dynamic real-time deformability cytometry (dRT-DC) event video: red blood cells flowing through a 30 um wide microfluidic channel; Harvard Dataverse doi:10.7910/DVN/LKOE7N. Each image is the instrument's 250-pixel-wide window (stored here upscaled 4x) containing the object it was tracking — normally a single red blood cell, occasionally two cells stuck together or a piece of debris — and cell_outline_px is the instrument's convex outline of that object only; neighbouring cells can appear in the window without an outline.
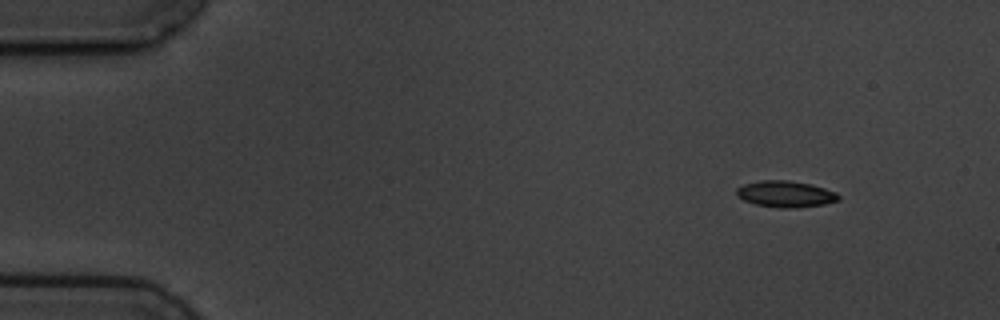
{"species": "common noctule bat (a hibernating species)", "species_latin": "Nyctalus noctula", "temperature_condition": "cold", "stored_images_in_passage": 5, "segment_of_instrument_passage": [1, 2], "camera_frame_rate_fps": 3000, "um_per_image_px": 0.085, "animal": {"sex": "male", "body_mass_g": 19.5, "forearm_length_mm": 54.6}, "frame": {"image": 1, "passage_image": 1, "time_ms": 0.0, "image_size_px": [1000, 320], "cell_outline_px": [[840, 200], [824, 204], [792, 208], [780, 208], [756, 204], [744, 200], [736, 196], [736, 188], [744, 184], [760, 180], [788, 180], [812, 184], [836, 192], [840, 196]], "centroid_in_image_um": [66.77, 16.48], "position_along_channel_um": 18.2, "area_um2": 15.72}}